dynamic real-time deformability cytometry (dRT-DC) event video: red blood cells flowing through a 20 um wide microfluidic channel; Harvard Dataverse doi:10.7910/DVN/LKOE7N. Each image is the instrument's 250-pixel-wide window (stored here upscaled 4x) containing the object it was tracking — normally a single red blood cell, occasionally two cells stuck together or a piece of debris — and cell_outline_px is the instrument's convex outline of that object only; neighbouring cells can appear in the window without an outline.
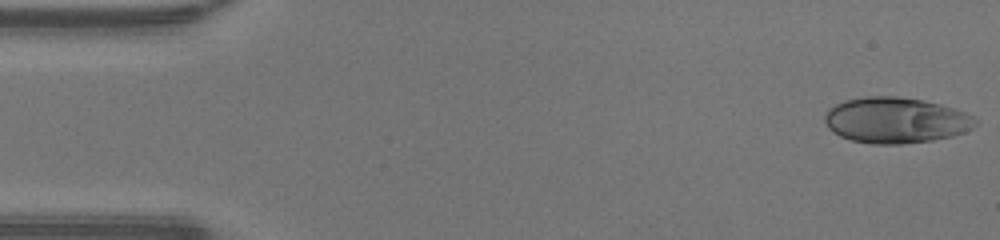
{"species": "human", "species_latin": "Homo sapiens", "temperature_condition": "warm", "stored_images_in_passage": 47, "camera_frame_rate_fps": 3000, "um_per_image_px": 0.085, "donor": {"sex": "male"}, "frame": {"image": 1, "passage_image": 1, "time_ms": 0.0, "image_size_px": [1000, 240], "cell_outline_px": [[976, 124], [972, 128], [964, 132], [952, 136], [932, 140], [900, 144], [872, 144], [852, 140], [840, 136], [832, 132], [828, 128], [824, 120], [824, 116], [828, 108], [844, 100], [864, 96], [896, 96], [924, 100], [956, 108], [972, 116], [976, 120]], "centroid_in_image_um": [76.11, 10.21], "position_along_channel_um": 8.9, "area_um2": 40.4}}
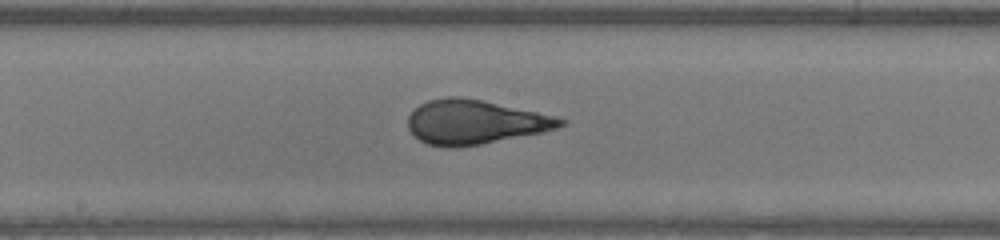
{"frame": {"image": 2, "passage_image": 24, "time_ms": 7.667, "image_size_px": [1000, 240], "cell_outline_px": [[568, 124], [544, 132], [480, 144], [452, 148], [448, 148], [428, 144], [420, 140], [408, 128], [408, 116], [420, 104], [428, 100], [448, 96], [460, 96], [484, 100], [556, 116], [568, 120]], "centroid_in_image_um": [40.4, 10.36], "position_along_channel_um": 207.8, "area_um2": 39.42}}
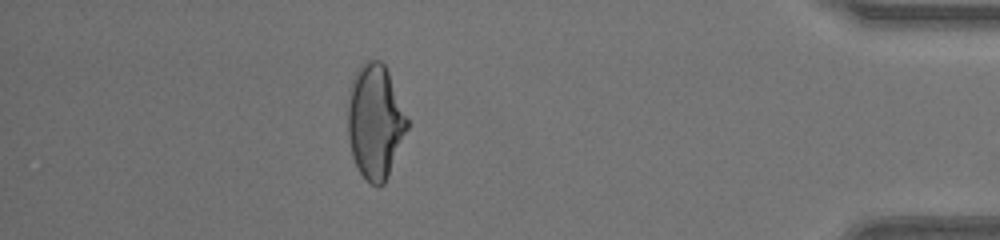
{"frame": {"image": 3, "passage_image": 41, "time_ms": 13.333, "image_size_px": [1000, 240], "cell_outline_px": [[408, 128], [388, 176], [384, 184], [372, 184], [360, 172], [352, 156], [348, 136], [348, 88], [360, 64], [364, 60], [380, 60], [384, 64], [388, 72], [408, 120]], "centroid_in_image_um": [31.87, 10.3], "position_along_channel_um": 403.3, "area_um2": 39.3}, "authors_computed_cell_mechanics": {"area_um2": 39.3618, "velocity_mm_per_s": 4.3511, "shape_relaxation_time_tau1_ms": 8.8847, "shape_relaxation_time_tau2_ms": null, "deformation_change_tau1": 0.31, "deformation_change_tau2": null}}